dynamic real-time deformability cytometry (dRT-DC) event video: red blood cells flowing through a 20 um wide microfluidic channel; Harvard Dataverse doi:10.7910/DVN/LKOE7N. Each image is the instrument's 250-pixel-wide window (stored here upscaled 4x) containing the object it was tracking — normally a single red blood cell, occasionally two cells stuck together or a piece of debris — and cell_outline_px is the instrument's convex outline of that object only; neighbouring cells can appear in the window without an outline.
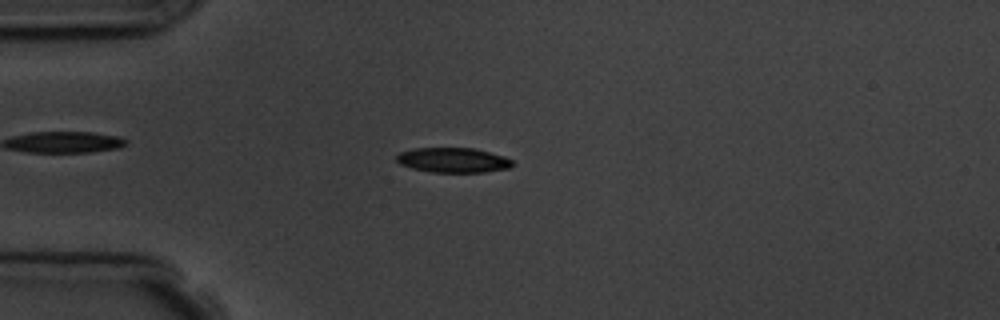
{"species": "common noctule bat (a hibernating species)", "species_latin": "Nyctalus noctula", "temperature_condition": "room temperature", "stored_images_in_passage": 5, "camera_frame_rate_fps": 3000, "um_per_image_px": 0.085, "animal": {"sex": "male", "body_mass_g": 19.5, "forearm_length_mm": 54.6}, "frame": {"image": 1, "passage_image": 4, "time_ms": 3.333, "image_size_px": [1000, 320], "cell_outline_px": [[512, 164], [508, 168], [484, 172], [432, 172], [412, 168], [400, 164], [396, 160], [396, 156], [400, 152], [412, 148], [472, 148], [504, 156], [512, 160]], "centroid_in_image_um": [38.47, 13.61], "position_along_channel_um": 46.5, "area_um2": 16.65}}
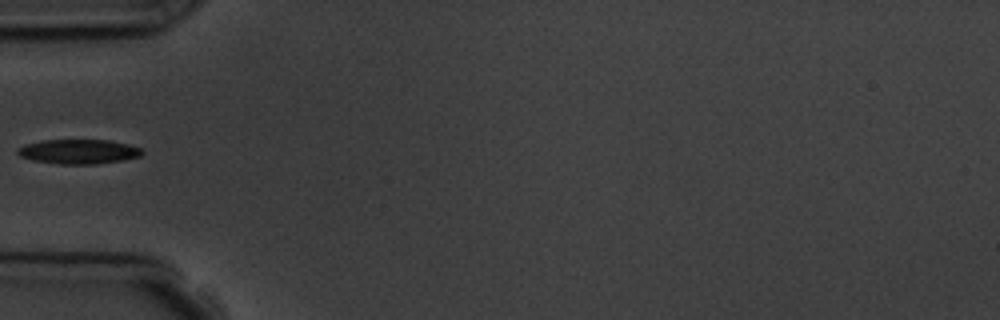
{"frame": {"image": 2, "passage_image": 5, "time_ms": 4.667, "image_size_px": [1000, 320], "cell_outline_px": [[144, 152], [140, 156], [124, 160], [96, 164], [60, 164], [32, 160], [20, 156], [16, 152], [20, 148], [28, 144], [40, 140], [108, 140], [128, 144], [140, 148]], "centroid_in_image_um": [6.71, 12.89], "position_along_channel_um": 78.3, "area_um2": 17.69}}